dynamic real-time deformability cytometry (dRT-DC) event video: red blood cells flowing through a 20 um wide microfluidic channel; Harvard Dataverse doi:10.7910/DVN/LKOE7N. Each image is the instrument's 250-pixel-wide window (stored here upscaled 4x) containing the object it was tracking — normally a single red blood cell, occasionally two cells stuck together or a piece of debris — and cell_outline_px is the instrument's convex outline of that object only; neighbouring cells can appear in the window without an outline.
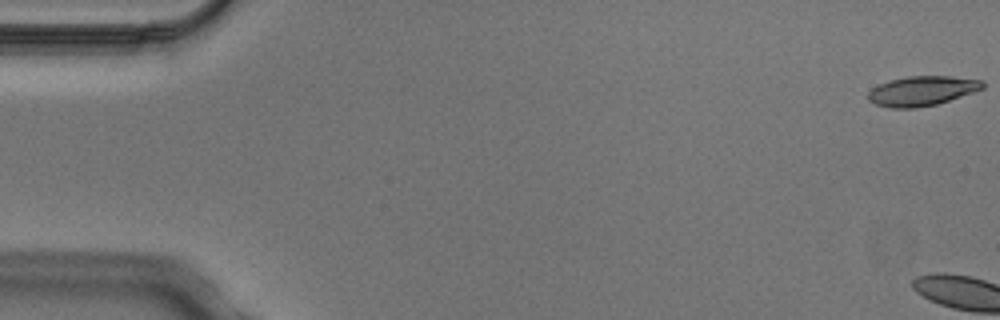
{"species": "Egyptian fruit bat (a non-hibernating species)", "species_latin": "Rousettus aegyptiacus", "temperature_condition": "cold", "stored_images_in_passage": 7, "camera_frame_rate_fps": 3000, "um_per_image_px": 0.085, "animal": {"sex": "male"}, "frame": {"image": 1, "passage_image": 1, "time_ms": 0.0, "image_size_px": [1000, 320], "cell_outline_px": [[984, 88], [936, 104], [916, 108], [892, 108], [876, 104], [868, 100], [868, 92], [872, 88], [888, 80], [908, 76], [952, 76], [984, 80]], "centroid_in_image_um": [78.36, 7.71], "position_along_channel_um": 6.6, "area_um2": 19.71}}
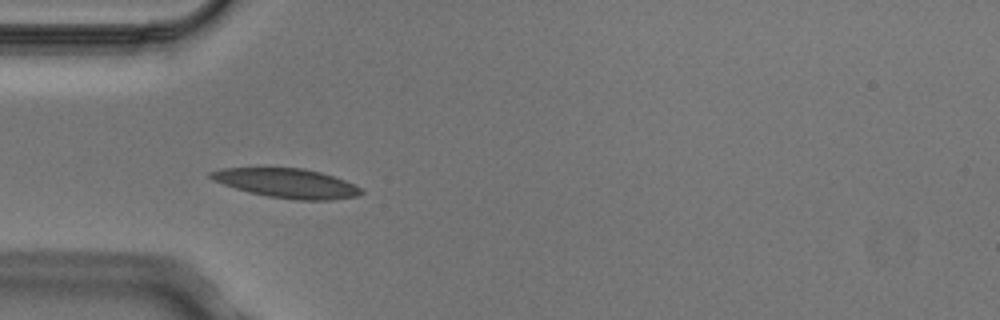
{"frame": {"image": 2, "passage_image": 6, "time_ms": 1.667, "image_size_px": [1000, 320], "cell_outline_px": [[364, 192], [356, 196], [332, 200], [296, 200], [268, 196], [248, 192], [212, 180], [208, 176], [208, 172], [224, 168], [304, 168], [320, 172], [356, 184]], "centroid_in_image_um": [24.39, 15.57], "position_along_channel_um": 60.6, "area_um2": 25.61}}
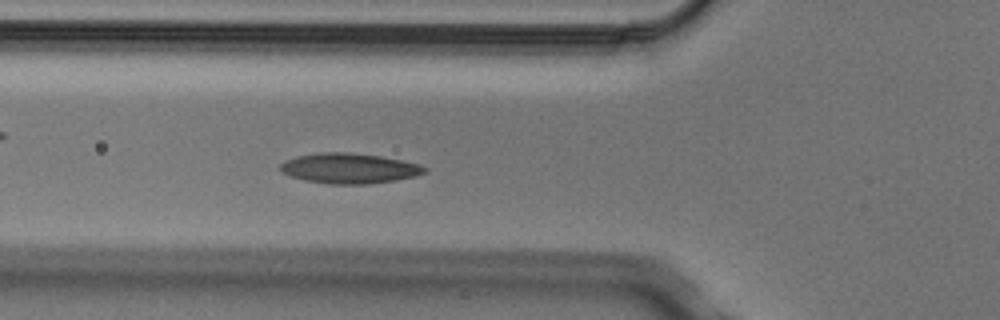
{"frame": {"image": 3, "passage_image": 7, "time_ms": 2.0, "image_size_px": [1000, 320], "cell_outline_px": [[428, 168], [424, 172], [416, 176], [396, 180], [368, 184], [328, 184], [304, 180], [292, 176], [284, 172], [280, 168], [280, 164], [284, 160], [296, 156], [320, 152], [348, 152], [380, 156], [420, 164]], "centroid_in_image_um": [29.68, 14.3], "position_along_channel_um": 96.1, "area_um2": 25.37}}